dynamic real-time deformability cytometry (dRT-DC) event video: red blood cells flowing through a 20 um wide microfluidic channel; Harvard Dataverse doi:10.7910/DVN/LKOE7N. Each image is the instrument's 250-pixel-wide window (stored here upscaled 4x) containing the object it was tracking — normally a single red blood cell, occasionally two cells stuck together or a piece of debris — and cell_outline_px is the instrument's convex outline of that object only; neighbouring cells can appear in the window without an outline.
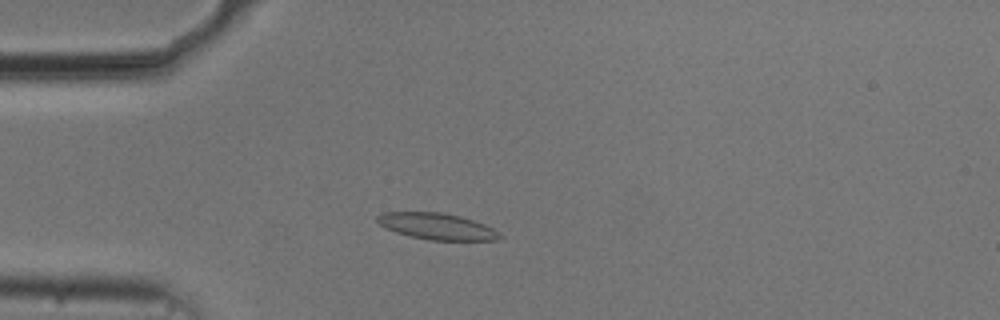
{"species": "common noctule bat (a hibernating species)", "species_latin": "Nyctalus noctula", "temperature_condition": "cold", "stored_images_in_passage": 51, "camera_frame_rate_fps": 3000, "um_per_image_px": 0.085, "animal": {"sex": "male", "body_mass_g": 20.5, "forearm_length_mm": 52.5}, "frame": {"image": 1, "passage_image": 11, "time_ms": 3.333, "image_size_px": [1000, 320], "cell_outline_px": [[504, 236], [496, 240], [428, 240], [396, 232], [380, 224], [376, 220], [376, 216], [384, 212], [440, 212], [460, 216], [484, 224], [500, 232]], "centroid_in_image_um": [37.17, 19.24], "position_along_channel_um": 47.8, "area_um2": 18.67}}
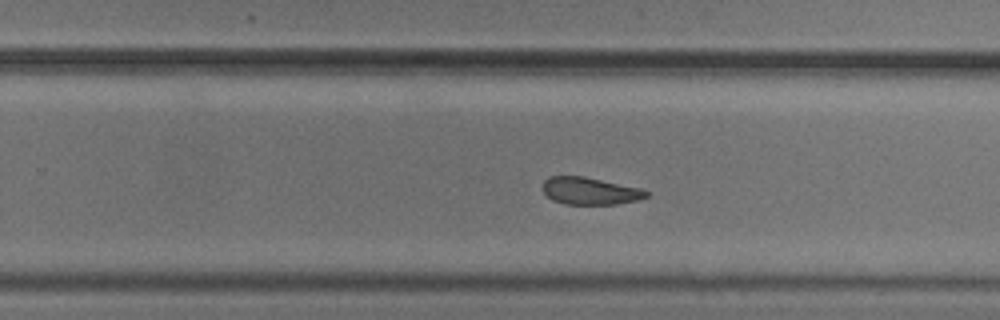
{"frame": {"image": 2, "passage_image": 31, "time_ms": 10.0, "image_size_px": [1000, 320], "cell_outline_px": [[652, 192], [648, 196], [636, 200], [616, 204], [564, 204], [552, 200], [540, 188], [544, 180], [548, 176], [584, 176], [644, 188]], "centroid_in_image_um": [50.17, 16.22], "position_along_channel_um": 279.6, "area_um2": 16.82}}
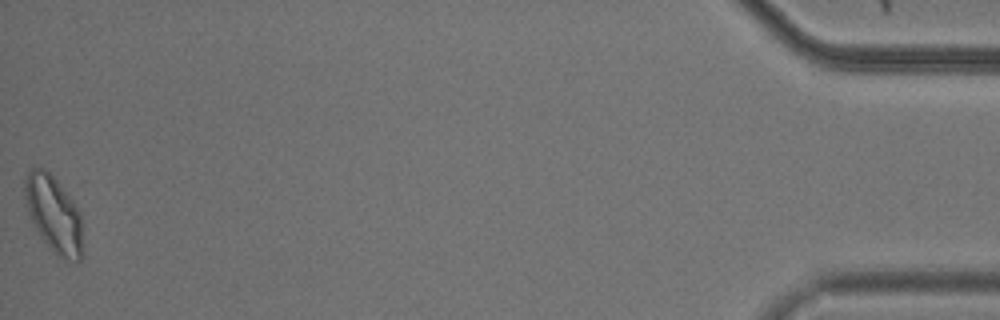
{"frame": {"image": 3, "passage_image": 51, "time_ms": 16.667, "image_size_px": [1000, 320], "cell_outline_px": [[84, 256], [76, 264], [64, 260], [56, 256], [48, 248], [40, 236], [28, 212], [24, 196], [24, 176], [32, 164], [44, 168], [56, 180], [72, 200], [80, 212], [84, 252]], "centroid_in_image_um": [4.58, 18.25], "position_along_channel_um": 430.6, "area_um2": 26.65}, "authors_computed_cell_mechanics": {"area_um2": 18.6694, "velocity_mm_per_s": 3.6939, "shape_relaxation_time_tau1_ms": 4.8687, "shape_relaxation_time_tau2_ms": 1.5949, "deformation_change_tau1": 0.1151, "deformation_change_tau2": 0.0765}}